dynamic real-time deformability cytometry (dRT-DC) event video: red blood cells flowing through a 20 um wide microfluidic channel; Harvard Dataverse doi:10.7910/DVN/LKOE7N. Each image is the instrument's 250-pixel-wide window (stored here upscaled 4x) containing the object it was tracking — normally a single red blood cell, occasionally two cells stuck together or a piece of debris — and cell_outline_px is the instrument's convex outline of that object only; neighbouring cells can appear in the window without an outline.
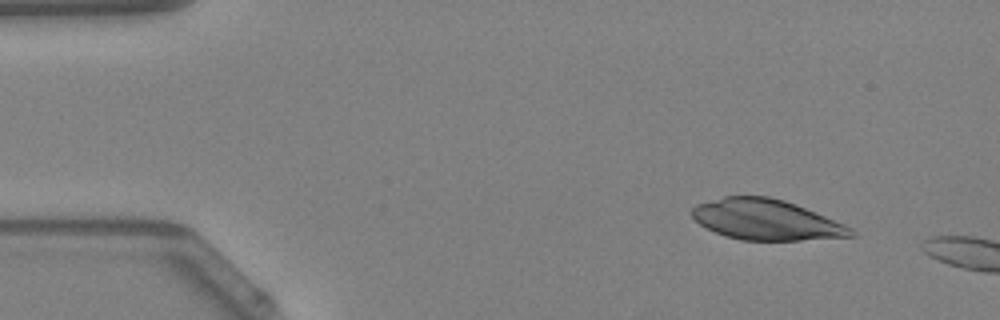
{"species": "Egyptian fruit bat (a non-hibernating species)", "species_latin": "Rousettus aegyptiacus", "temperature_condition": "warm", "stored_images_in_passage": 10, "camera_frame_rate_fps": 3000, "um_per_image_px": 0.085, "animal": {"sex": "female"}, "frame": {"image": 1, "passage_image": 2, "time_ms": 0.333, "image_size_px": [1000, 320], "cell_outline_px": [[856, 236], [800, 240], [740, 240], [724, 236], [700, 224], [692, 216], [692, 208], [696, 204], [724, 196], [768, 196], [784, 200], [844, 224], [852, 228], [856, 232]], "centroid_in_image_um": [65.11, 18.68], "position_along_channel_um": 19.9, "area_um2": 37.22}}